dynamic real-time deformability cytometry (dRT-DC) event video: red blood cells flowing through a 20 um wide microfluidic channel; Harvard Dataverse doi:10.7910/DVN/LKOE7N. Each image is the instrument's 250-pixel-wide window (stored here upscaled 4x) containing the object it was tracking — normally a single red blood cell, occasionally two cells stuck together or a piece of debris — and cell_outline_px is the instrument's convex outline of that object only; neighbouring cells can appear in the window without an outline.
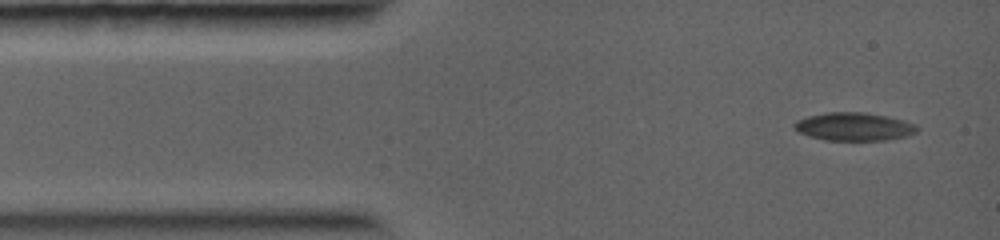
{"species": "common noctule bat (a hibernating species)", "species_latin": "Nyctalus noctula", "temperature_condition": "warm", "stored_images_in_passage": 22, "camera_frame_rate_fps": 5000, "um_per_image_px": 0.085, "animal": {"sex": "female", "body_mass_g": 19.0, "forearm_length_mm": 56.7}, "frame": {"image": 1, "passage_image": 1, "time_ms": 0.0, "image_size_px": [1000, 240], "cell_outline_px": [[920, 128], [916, 132], [904, 136], [884, 140], [824, 140], [796, 132], [792, 128], [792, 124], [796, 120], [808, 116], [828, 112], [864, 112], [888, 116], [904, 120], [916, 124]], "centroid_in_image_um": [72.55, 10.76], "position_along_channel_um": 12.4, "area_um2": 20.29}}
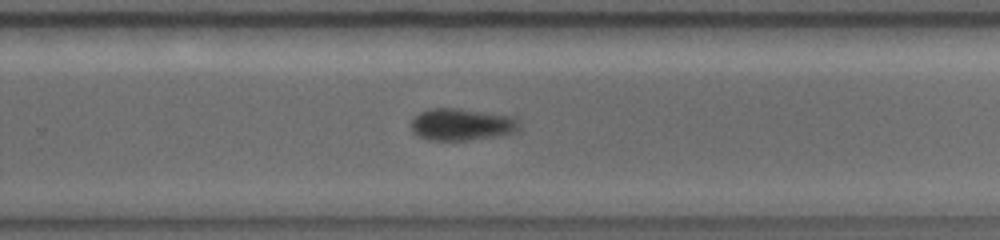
{"frame": {"image": 2, "passage_image": 19, "time_ms": 7.0, "image_size_px": [1000, 240], "cell_outline_px": [[520, 128], [516, 132], [492, 136], [464, 140], [432, 140], [420, 136], [412, 132], [408, 124], [412, 116], [420, 112], [432, 108], [456, 108], [516, 116], [520, 124]], "centroid_in_image_um": [39.21, 10.56], "position_along_channel_um": 290.6, "area_um2": 20.35}}
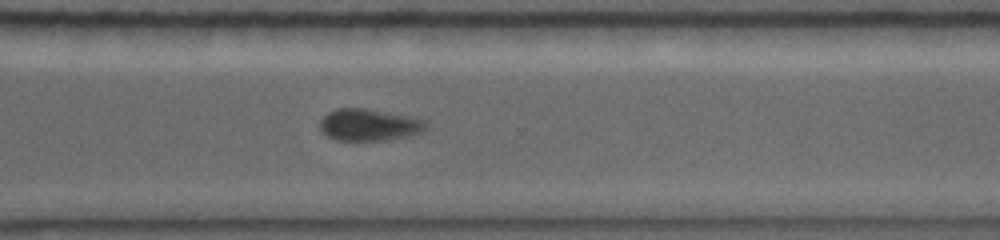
{"frame": {"image": 3, "passage_image": 22, "time_ms": 8.0, "image_size_px": [1000, 240], "cell_outline_px": [[428, 128], [424, 132], [388, 140], [336, 140], [328, 136], [320, 128], [320, 120], [328, 112], [340, 108], [368, 108], [424, 120], [428, 124]], "centroid_in_image_um": [31.39, 10.61], "position_along_channel_um": 339.2, "area_um2": 19.59}}